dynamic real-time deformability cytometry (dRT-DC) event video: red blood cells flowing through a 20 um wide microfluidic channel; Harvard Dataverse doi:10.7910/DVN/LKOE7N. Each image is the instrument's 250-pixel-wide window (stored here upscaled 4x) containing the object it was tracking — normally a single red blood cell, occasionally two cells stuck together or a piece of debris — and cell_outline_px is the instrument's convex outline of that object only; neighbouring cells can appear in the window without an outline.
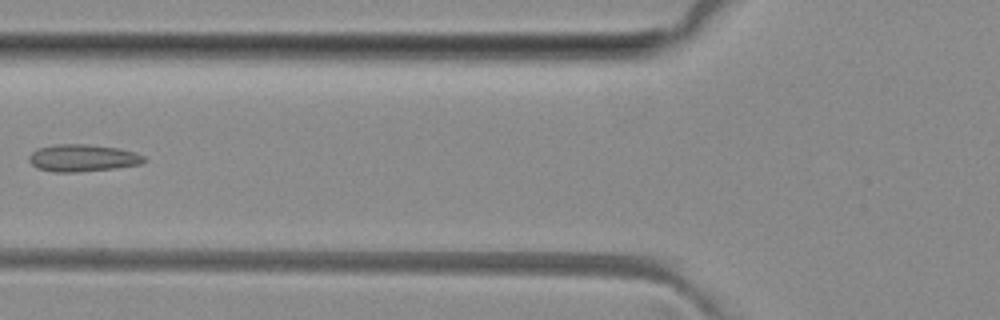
{"species": "common noctule bat (a hibernating species)", "species_latin": "Nyctalus noctula", "temperature_condition": "room temperature", "stored_images_in_passage": 7, "camera_frame_rate_fps": 3000, "um_per_image_px": 0.085, "animal": {"sex": "female", "body_mass_g": 29.2, "forearm_length_mm": 56.3}, "frame": {"image": 1, "passage_image": 6, "time_ms": 6.0, "image_size_px": [1000, 320], "cell_outline_px": [[148, 160], [140, 164], [116, 168], [80, 172], [52, 172], [36, 168], [28, 160], [28, 156], [36, 148], [56, 144], [88, 144], [120, 148], [136, 152], [144, 156]], "centroid_in_image_um": [7.02, 13.43], "position_along_channel_um": 118.8, "area_um2": 18.55}}
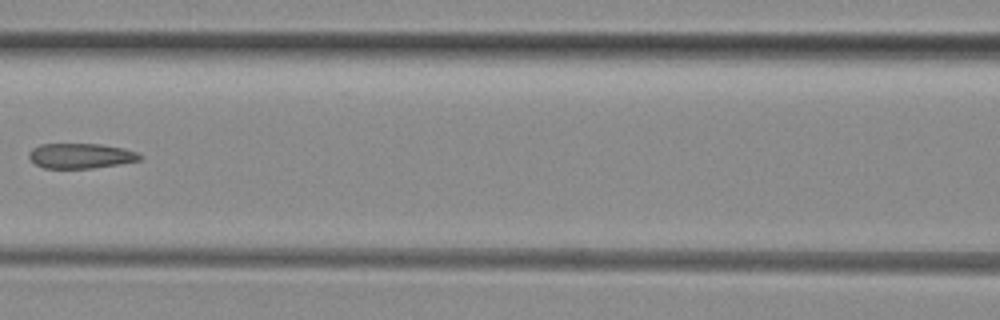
{"frame": {"image": 2, "passage_image": 7, "time_ms": 7.0, "image_size_px": [1000, 320], "cell_outline_px": [[144, 156], [140, 160], [92, 168], [44, 168], [36, 164], [28, 156], [28, 152], [32, 148], [40, 144], [100, 144], [124, 148], [136, 152]], "centroid_in_image_um": [6.85, 13.24], "position_along_channel_um": 159.8, "area_um2": 16.13}}